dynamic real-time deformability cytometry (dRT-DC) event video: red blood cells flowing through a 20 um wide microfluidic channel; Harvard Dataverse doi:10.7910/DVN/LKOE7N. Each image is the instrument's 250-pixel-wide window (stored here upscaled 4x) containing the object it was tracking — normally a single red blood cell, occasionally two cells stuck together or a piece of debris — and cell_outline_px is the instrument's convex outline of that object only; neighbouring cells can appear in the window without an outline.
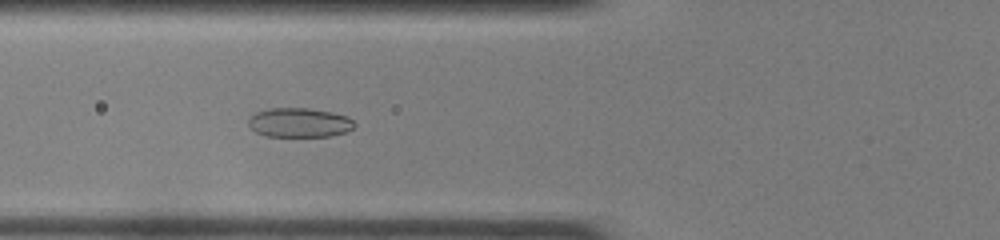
{"species": "common noctule bat (a hibernating species)", "species_latin": "Nyctalus noctula", "temperature_condition": "room temperature", "stored_images_in_passage": 48, "camera_frame_rate_fps": 3000, "um_per_image_px": 0.085, "animal": {"sex": "female", "body_mass_g": 22.0, "forearm_length_mm": 56.7}, "frame": {"image": 1, "passage_image": 18, "time_ms": 5.667, "image_size_px": [1000, 240], "cell_outline_px": [[356, 124], [352, 128], [344, 132], [332, 136], [264, 136], [256, 132], [248, 124], [248, 120], [256, 112], [268, 108], [308, 108], [332, 112], [348, 116]], "centroid_in_image_um": [25.44, 10.41], "position_along_channel_um": 100.4, "area_um2": 18.09}}
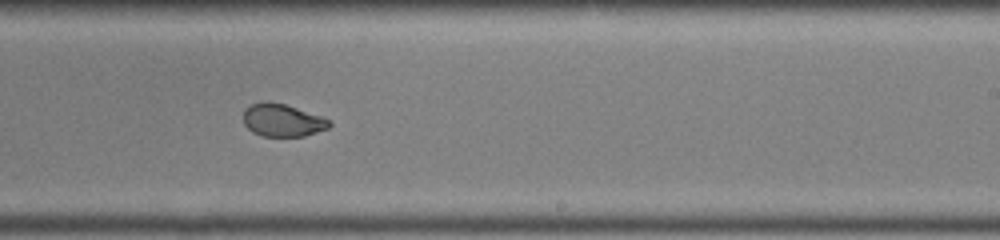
{"frame": {"image": 2, "passage_image": 30, "time_ms": 9.667, "image_size_px": [1000, 240], "cell_outline_px": [[332, 124], [328, 128], [304, 136], [260, 136], [252, 132], [244, 124], [244, 108], [252, 104], [264, 100], [268, 100], [284, 104], [332, 120]], "centroid_in_image_um": [23.99, 10.21], "position_along_channel_um": 265.0, "area_um2": 16.42}}
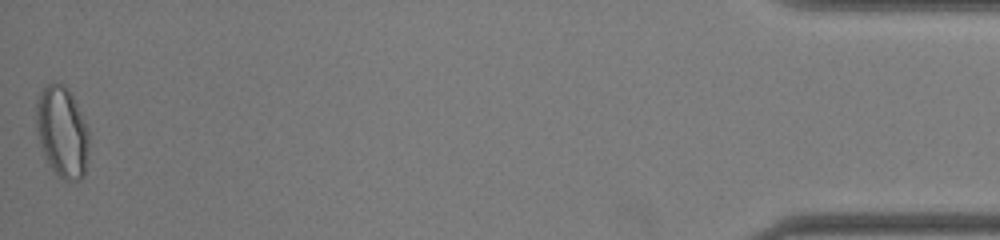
{"frame": {"image": 3, "passage_image": 48, "time_ms": 15.667, "image_size_px": [1000, 240], "cell_outline_px": [[88, 156], [84, 176], [80, 180], [64, 180], [52, 168], [44, 156], [36, 128], [36, 100], [40, 92], [48, 84], [64, 84], [68, 88], [88, 128]], "centroid_in_image_um": [5.28, 11.22], "position_along_channel_um": 429.9, "area_um2": 27.74}, "authors_computed_cell_mechanics": {"area_um2": 19.2474, "velocity_mm_per_s": 4.1205, "shape_relaxation_time_tau1_ms": 6.9346, "shape_relaxation_time_tau2_ms": null, "deformation_change_tau1": 0.1953, "deformation_change_tau2": null}}